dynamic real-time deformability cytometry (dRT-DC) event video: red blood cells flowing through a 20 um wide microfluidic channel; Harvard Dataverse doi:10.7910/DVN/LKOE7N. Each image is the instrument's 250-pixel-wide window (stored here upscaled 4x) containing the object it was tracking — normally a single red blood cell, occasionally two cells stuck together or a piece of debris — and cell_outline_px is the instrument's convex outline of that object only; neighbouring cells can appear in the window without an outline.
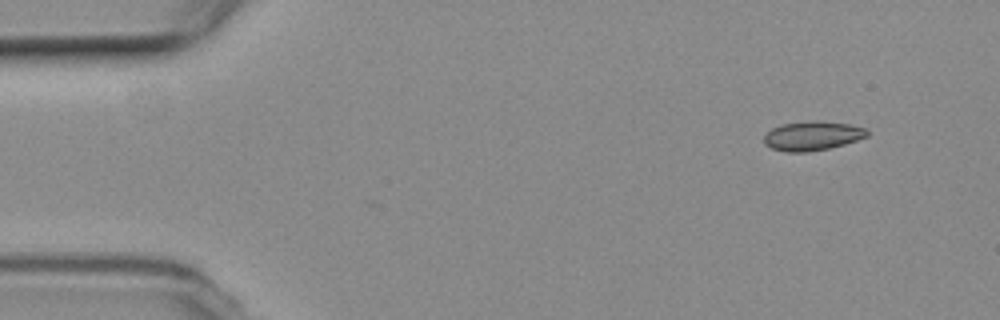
{"species": "common noctule bat (a hibernating species)", "species_latin": "Nyctalus noctula", "temperature_condition": "room temperature", "stored_images_in_passage": 3, "camera_frame_rate_fps": 3000, "um_per_image_px": 0.085, "animal": {"sex": "female", "body_mass_g": 19.3, "forearm_length_mm": 54.1}, "frame": {"image": 1, "passage_image": 3, "time_ms": 2.333, "image_size_px": [1000, 320], "cell_outline_px": [[868, 136], [844, 144], [828, 148], [808, 152], [784, 152], [772, 148], [764, 144], [764, 136], [772, 128], [780, 124], [848, 124], [864, 128], [868, 132]], "centroid_in_image_um": [69.0, 11.61], "position_along_channel_um": 16.0, "area_um2": 16.47}}